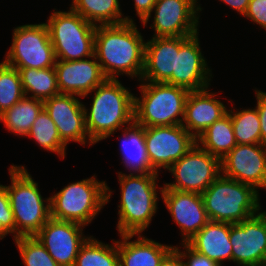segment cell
I'll return each instance as SVG.
<instances>
[{
  "label": "cell",
  "mask_w": 266,
  "mask_h": 266,
  "mask_svg": "<svg viewBox=\"0 0 266 266\" xmlns=\"http://www.w3.org/2000/svg\"><path fill=\"white\" fill-rule=\"evenodd\" d=\"M135 22L98 25L95 29L94 55L107 79L119 75L138 78L144 70L145 40Z\"/></svg>",
  "instance_id": "cell-1"
},
{
  "label": "cell",
  "mask_w": 266,
  "mask_h": 266,
  "mask_svg": "<svg viewBox=\"0 0 266 266\" xmlns=\"http://www.w3.org/2000/svg\"><path fill=\"white\" fill-rule=\"evenodd\" d=\"M92 92L90 109L85 105V123L90 140L96 144L134 123V94L118 79H106ZM89 110V111H88ZM128 125V126H127Z\"/></svg>",
  "instance_id": "cell-2"
},
{
  "label": "cell",
  "mask_w": 266,
  "mask_h": 266,
  "mask_svg": "<svg viewBox=\"0 0 266 266\" xmlns=\"http://www.w3.org/2000/svg\"><path fill=\"white\" fill-rule=\"evenodd\" d=\"M158 173L118 172L121 191L117 231L120 235L142 234L158 209Z\"/></svg>",
  "instance_id": "cell-3"
},
{
  "label": "cell",
  "mask_w": 266,
  "mask_h": 266,
  "mask_svg": "<svg viewBox=\"0 0 266 266\" xmlns=\"http://www.w3.org/2000/svg\"><path fill=\"white\" fill-rule=\"evenodd\" d=\"M11 185H4L13 211L16 238L35 236L51 218L50 197L43 199L25 166L9 167ZM46 203H45V202Z\"/></svg>",
  "instance_id": "cell-4"
},
{
  "label": "cell",
  "mask_w": 266,
  "mask_h": 266,
  "mask_svg": "<svg viewBox=\"0 0 266 266\" xmlns=\"http://www.w3.org/2000/svg\"><path fill=\"white\" fill-rule=\"evenodd\" d=\"M141 82V96H134V123L141 127L182 124L190 91L166 82Z\"/></svg>",
  "instance_id": "cell-5"
},
{
  "label": "cell",
  "mask_w": 266,
  "mask_h": 266,
  "mask_svg": "<svg viewBox=\"0 0 266 266\" xmlns=\"http://www.w3.org/2000/svg\"><path fill=\"white\" fill-rule=\"evenodd\" d=\"M211 221L239 223L261 210L259 192L222 174L201 194Z\"/></svg>",
  "instance_id": "cell-6"
},
{
  "label": "cell",
  "mask_w": 266,
  "mask_h": 266,
  "mask_svg": "<svg viewBox=\"0 0 266 266\" xmlns=\"http://www.w3.org/2000/svg\"><path fill=\"white\" fill-rule=\"evenodd\" d=\"M105 181L95 175L72 182L50 196L51 218L87 226L112 196Z\"/></svg>",
  "instance_id": "cell-7"
},
{
  "label": "cell",
  "mask_w": 266,
  "mask_h": 266,
  "mask_svg": "<svg viewBox=\"0 0 266 266\" xmlns=\"http://www.w3.org/2000/svg\"><path fill=\"white\" fill-rule=\"evenodd\" d=\"M51 13L45 23L57 60L92 58L96 26L71 8Z\"/></svg>",
  "instance_id": "cell-8"
},
{
  "label": "cell",
  "mask_w": 266,
  "mask_h": 266,
  "mask_svg": "<svg viewBox=\"0 0 266 266\" xmlns=\"http://www.w3.org/2000/svg\"><path fill=\"white\" fill-rule=\"evenodd\" d=\"M12 44L4 62L15 68L45 69L55 66L56 55L45 23L13 29Z\"/></svg>",
  "instance_id": "cell-9"
},
{
  "label": "cell",
  "mask_w": 266,
  "mask_h": 266,
  "mask_svg": "<svg viewBox=\"0 0 266 266\" xmlns=\"http://www.w3.org/2000/svg\"><path fill=\"white\" fill-rule=\"evenodd\" d=\"M167 170L175 181L164 183L163 190L202 194L221 175V160L196 144Z\"/></svg>",
  "instance_id": "cell-10"
},
{
  "label": "cell",
  "mask_w": 266,
  "mask_h": 266,
  "mask_svg": "<svg viewBox=\"0 0 266 266\" xmlns=\"http://www.w3.org/2000/svg\"><path fill=\"white\" fill-rule=\"evenodd\" d=\"M202 7L198 0H156L151 14L142 22L150 21L155 32L152 37H184L199 33V17ZM199 13V14H198Z\"/></svg>",
  "instance_id": "cell-11"
},
{
  "label": "cell",
  "mask_w": 266,
  "mask_h": 266,
  "mask_svg": "<svg viewBox=\"0 0 266 266\" xmlns=\"http://www.w3.org/2000/svg\"><path fill=\"white\" fill-rule=\"evenodd\" d=\"M150 166L167 170L196 145V139L180 125L143 127Z\"/></svg>",
  "instance_id": "cell-12"
},
{
  "label": "cell",
  "mask_w": 266,
  "mask_h": 266,
  "mask_svg": "<svg viewBox=\"0 0 266 266\" xmlns=\"http://www.w3.org/2000/svg\"><path fill=\"white\" fill-rule=\"evenodd\" d=\"M231 261L238 266H266V211L231 223Z\"/></svg>",
  "instance_id": "cell-13"
},
{
  "label": "cell",
  "mask_w": 266,
  "mask_h": 266,
  "mask_svg": "<svg viewBox=\"0 0 266 266\" xmlns=\"http://www.w3.org/2000/svg\"><path fill=\"white\" fill-rule=\"evenodd\" d=\"M221 174L258 189H266V146L237 144L222 160Z\"/></svg>",
  "instance_id": "cell-14"
},
{
  "label": "cell",
  "mask_w": 266,
  "mask_h": 266,
  "mask_svg": "<svg viewBox=\"0 0 266 266\" xmlns=\"http://www.w3.org/2000/svg\"><path fill=\"white\" fill-rule=\"evenodd\" d=\"M85 226L50 218L35 235L60 266H74L80 247L90 236L83 234Z\"/></svg>",
  "instance_id": "cell-15"
},
{
  "label": "cell",
  "mask_w": 266,
  "mask_h": 266,
  "mask_svg": "<svg viewBox=\"0 0 266 266\" xmlns=\"http://www.w3.org/2000/svg\"><path fill=\"white\" fill-rule=\"evenodd\" d=\"M83 103L74 94H59L44 101V109L54 121L62 142L70 141L83 146L94 143L90 140L85 123Z\"/></svg>",
  "instance_id": "cell-16"
},
{
  "label": "cell",
  "mask_w": 266,
  "mask_h": 266,
  "mask_svg": "<svg viewBox=\"0 0 266 266\" xmlns=\"http://www.w3.org/2000/svg\"><path fill=\"white\" fill-rule=\"evenodd\" d=\"M198 34L190 36L176 51L175 71L166 82L188 91L202 90L209 87L212 77L204 55L200 49Z\"/></svg>",
  "instance_id": "cell-17"
},
{
  "label": "cell",
  "mask_w": 266,
  "mask_h": 266,
  "mask_svg": "<svg viewBox=\"0 0 266 266\" xmlns=\"http://www.w3.org/2000/svg\"><path fill=\"white\" fill-rule=\"evenodd\" d=\"M161 197L180 228L183 236L181 243H187L210 221L199 193L162 190Z\"/></svg>",
  "instance_id": "cell-18"
},
{
  "label": "cell",
  "mask_w": 266,
  "mask_h": 266,
  "mask_svg": "<svg viewBox=\"0 0 266 266\" xmlns=\"http://www.w3.org/2000/svg\"><path fill=\"white\" fill-rule=\"evenodd\" d=\"M92 59L56 60L54 68L60 94L86 97L107 79L95 55Z\"/></svg>",
  "instance_id": "cell-19"
},
{
  "label": "cell",
  "mask_w": 266,
  "mask_h": 266,
  "mask_svg": "<svg viewBox=\"0 0 266 266\" xmlns=\"http://www.w3.org/2000/svg\"><path fill=\"white\" fill-rule=\"evenodd\" d=\"M189 37H152L147 40L140 81L167 82L175 71L176 51Z\"/></svg>",
  "instance_id": "cell-20"
},
{
  "label": "cell",
  "mask_w": 266,
  "mask_h": 266,
  "mask_svg": "<svg viewBox=\"0 0 266 266\" xmlns=\"http://www.w3.org/2000/svg\"><path fill=\"white\" fill-rule=\"evenodd\" d=\"M209 88L189 93L185 104L182 126L196 139L215 121L228 113L227 106L216 99Z\"/></svg>",
  "instance_id": "cell-21"
},
{
  "label": "cell",
  "mask_w": 266,
  "mask_h": 266,
  "mask_svg": "<svg viewBox=\"0 0 266 266\" xmlns=\"http://www.w3.org/2000/svg\"><path fill=\"white\" fill-rule=\"evenodd\" d=\"M134 236L137 240L129 241ZM118 240L119 266H160L164 257L174 248L149 239L142 234L120 235Z\"/></svg>",
  "instance_id": "cell-22"
},
{
  "label": "cell",
  "mask_w": 266,
  "mask_h": 266,
  "mask_svg": "<svg viewBox=\"0 0 266 266\" xmlns=\"http://www.w3.org/2000/svg\"><path fill=\"white\" fill-rule=\"evenodd\" d=\"M230 227L231 223L210 220L187 243L197 252L223 266L226 260L231 262Z\"/></svg>",
  "instance_id": "cell-23"
},
{
  "label": "cell",
  "mask_w": 266,
  "mask_h": 266,
  "mask_svg": "<svg viewBox=\"0 0 266 266\" xmlns=\"http://www.w3.org/2000/svg\"><path fill=\"white\" fill-rule=\"evenodd\" d=\"M122 162L130 173H156L150 166L144 139V128L133 123L123 129Z\"/></svg>",
  "instance_id": "cell-24"
},
{
  "label": "cell",
  "mask_w": 266,
  "mask_h": 266,
  "mask_svg": "<svg viewBox=\"0 0 266 266\" xmlns=\"http://www.w3.org/2000/svg\"><path fill=\"white\" fill-rule=\"evenodd\" d=\"M118 0H72L70 8L95 26L133 22L123 16Z\"/></svg>",
  "instance_id": "cell-25"
},
{
  "label": "cell",
  "mask_w": 266,
  "mask_h": 266,
  "mask_svg": "<svg viewBox=\"0 0 266 266\" xmlns=\"http://www.w3.org/2000/svg\"><path fill=\"white\" fill-rule=\"evenodd\" d=\"M196 144L222 160L237 145L230 114L227 113L203 131L196 138Z\"/></svg>",
  "instance_id": "cell-26"
},
{
  "label": "cell",
  "mask_w": 266,
  "mask_h": 266,
  "mask_svg": "<svg viewBox=\"0 0 266 266\" xmlns=\"http://www.w3.org/2000/svg\"><path fill=\"white\" fill-rule=\"evenodd\" d=\"M43 108V101L24 96L11 108L0 114V121L11 133L26 137Z\"/></svg>",
  "instance_id": "cell-27"
},
{
  "label": "cell",
  "mask_w": 266,
  "mask_h": 266,
  "mask_svg": "<svg viewBox=\"0 0 266 266\" xmlns=\"http://www.w3.org/2000/svg\"><path fill=\"white\" fill-rule=\"evenodd\" d=\"M25 96L45 101L59 95L55 68H17ZM29 93H31L30 96Z\"/></svg>",
  "instance_id": "cell-28"
},
{
  "label": "cell",
  "mask_w": 266,
  "mask_h": 266,
  "mask_svg": "<svg viewBox=\"0 0 266 266\" xmlns=\"http://www.w3.org/2000/svg\"><path fill=\"white\" fill-rule=\"evenodd\" d=\"M105 244L90 236L80 247L74 266H119L118 240Z\"/></svg>",
  "instance_id": "cell-29"
},
{
  "label": "cell",
  "mask_w": 266,
  "mask_h": 266,
  "mask_svg": "<svg viewBox=\"0 0 266 266\" xmlns=\"http://www.w3.org/2000/svg\"><path fill=\"white\" fill-rule=\"evenodd\" d=\"M26 137L34 139L46 151L57 153L60 158L66 156L67 146L62 142L54 121L43 108L34 121Z\"/></svg>",
  "instance_id": "cell-30"
},
{
  "label": "cell",
  "mask_w": 266,
  "mask_h": 266,
  "mask_svg": "<svg viewBox=\"0 0 266 266\" xmlns=\"http://www.w3.org/2000/svg\"><path fill=\"white\" fill-rule=\"evenodd\" d=\"M228 113L231 116L237 144L261 143L260 119L256 107L242 110L231 109Z\"/></svg>",
  "instance_id": "cell-31"
},
{
  "label": "cell",
  "mask_w": 266,
  "mask_h": 266,
  "mask_svg": "<svg viewBox=\"0 0 266 266\" xmlns=\"http://www.w3.org/2000/svg\"><path fill=\"white\" fill-rule=\"evenodd\" d=\"M25 96L17 68L0 63V114L11 108Z\"/></svg>",
  "instance_id": "cell-32"
},
{
  "label": "cell",
  "mask_w": 266,
  "mask_h": 266,
  "mask_svg": "<svg viewBox=\"0 0 266 266\" xmlns=\"http://www.w3.org/2000/svg\"><path fill=\"white\" fill-rule=\"evenodd\" d=\"M25 266H60L35 236L14 238Z\"/></svg>",
  "instance_id": "cell-33"
},
{
  "label": "cell",
  "mask_w": 266,
  "mask_h": 266,
  "mask_svg": "<svg viewBox=\"0 0 266 266\" xmlns=\"http://www.w3.org/2000/svg\"><path fill=\"white\" fill-rule=\"evenodd\" d=\"M11 233L16 238L15 221L7 190L0 184V240Z\"/></svg>",
  "instance_id": "cell-34"
},
{
  "label": "cell",
  "mask_w": 266,
  "mask_h": 266,
  "mask_svg": "<svg viewBox=\"0 0 266 266\" xmlns=\"http://www.w3.org/2000/svg\"><path fill=\"white\" fill-rule=\"evenodd\" d=\"M181 245L185 248L184 251L181 252L180 246H174V249L181 255L184 266H220L212 259L194 250L188 243H181Z\"/></svg>",
  "instance_id": "cell-35"
},
{
  "label": "cell",
  "mask_w": 266,
  "mask_h": 266,
  "mask_svg": "<svg viewBox=\"0 0 266 266\" xmlns=\"http://www.w3.org/2000/svg\"><path fill=\"white\" fill-rule=\"evenodd\" d=\"M244 17L266 30V0H250Z\"/></svg>",
  "instance_id": "cell-36"
},
{
  "label": "cell",
  "mask_w": 266,
  "mask_h": 266,
  "mask_svg": "<svg viewBox=\"0 0 266 266\" xmlns=\"http://www.w3.org/2000/svg\"><path fill=\"white\" fill-rule=\"evenodd\" d=\"M257 100L256 109L260 119L261 144L266 146V92L255 90Z\"/></svg>",
  "instance_id": "cell-37"
},
{
  "label": "cell",
  "mask_w": 266,
  "mask_h": 266,
  "mask_svg": "<svg viewBox=\"0 0 266 266\" xmlns=\"http://www.w3.org/2000/svg\"><path fill=\"white\" fill-rule=\"evenodd\" d=\"M156 0H134L136 16L143 22L150 14Z\"/></svg>",
  "instance_id": "cell-38"
},
{
  "label": "cell",
  "mask_w": 266,
  "mask_h": 266,
  "mask_svg": "<svg viewBox=\"0 0 266 266\" xmlns=\"http://www.w3.org/2000/svg\"><path fill=\"white\" fill-rule=\"evenodd\" d=\"M160 266H184L181 255L173 248L161 261Z\"/></svg>",
  "instance_id": "cell-39"
},
{
  "label": "cell",
  "mask_w": 266,
  "mask_h": 266,
  "mask_svg": "<svg viewBox=\"0 0 266 266\" xmlns=\"http://www.w3.org/2000/svg\"><path fill=\"white\" fill-rule=\"evenodd\" d=\"M219 1L229 5L231 9L233 8L234 10L237 11V13L241 14L242 16H244V14L246 13L248 4L250 2V0H219Z\"/></svg>",
  "instance_id": "cell-40"
}]
</instances>
